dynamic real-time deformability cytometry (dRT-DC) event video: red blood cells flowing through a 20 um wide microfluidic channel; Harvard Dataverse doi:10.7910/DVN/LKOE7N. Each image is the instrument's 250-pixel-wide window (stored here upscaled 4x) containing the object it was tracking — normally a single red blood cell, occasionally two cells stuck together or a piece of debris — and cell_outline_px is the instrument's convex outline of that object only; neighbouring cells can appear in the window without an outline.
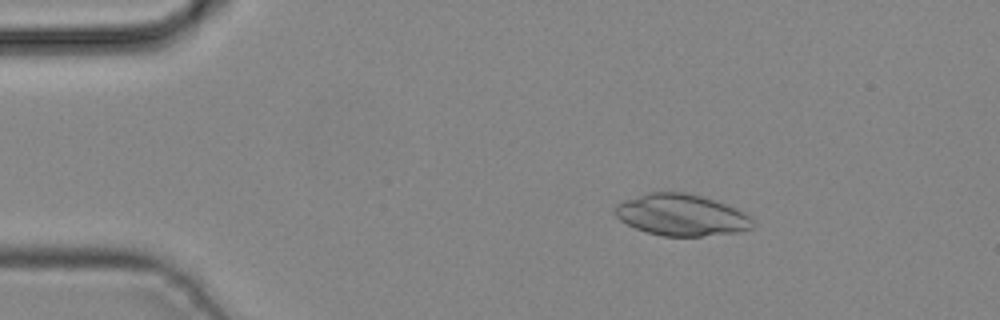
{"species": "common noctule bat (a hibernating species)", "species_latin": "Nyctalus noctula", "temperature_condition": "cold", "stored_images_in_passage": 43, "camera_frame_rate_fps": 3000, "um_per_image_px": 0.085, "animal": {"sex": "male", "body_mass_g": 19.2, "forearm_length_mm": 51.8}, "frame": {"image": 1, "passage_image": 7, "time_ms": 2.0, "image_size_px": [1000, 320], "cell_outline_px": [[752, 228], [740, 232], [700, 236], [664, 236], [648, 232], [636, 228], [620, 220], [616, 216], [616, 204], [624, 200], [648, 192], [688, 192], [704, 196], [736, 208], [752, 216]], "centroid_in_image_um": [57.95, 18.26], "position_along_channel_um": 27.1, "area_um2": 33.35}}